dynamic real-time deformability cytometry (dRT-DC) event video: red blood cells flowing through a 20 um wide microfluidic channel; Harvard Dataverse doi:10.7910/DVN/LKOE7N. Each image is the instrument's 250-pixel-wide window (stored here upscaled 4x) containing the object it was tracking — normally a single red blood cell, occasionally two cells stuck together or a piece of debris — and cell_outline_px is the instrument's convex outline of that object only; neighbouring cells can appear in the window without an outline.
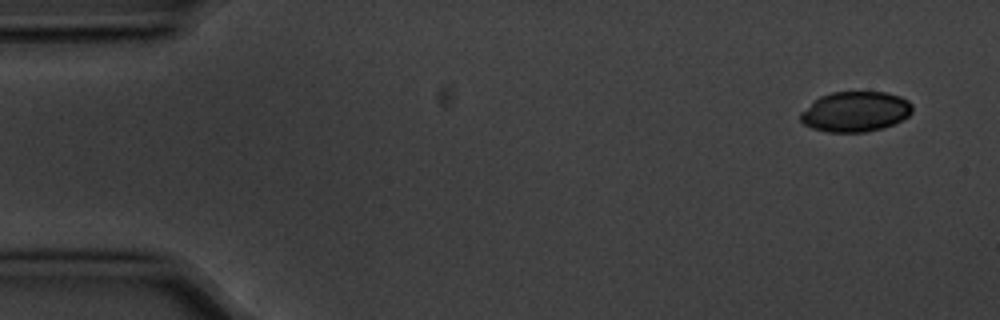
{"species": "common noctule bat (a hibernating species)", "species_latin": "Nyctalus noctula", "temperature_condition": "cold", "stored_images_in_passage": 10, "camera_frame_rate_fps": 3000, "um_per_image_px": 0.085, "animal": {"sex": "male", "body_mass_g": 20.1, "forearm_length_mm": 53.5}, "frame": {"image": 1, "passage_image": 1, "time_ms": 0.0, "image_size_px": [1000, 320], "cell_outline_px": [[912, 112], [908, 116], [892, 124], [880, 128], [864, 132], [828, 132], [812, 128], [804, 124], [800, 120], [800, 112], [820, 96], [832, 92], [884, 92], [900, 96], [908, 100], [912, 104]], "centroid_in_image_um": [72.69, 9.48], "position_along_channel_um": 12.3, "area_um2": 26.07}}
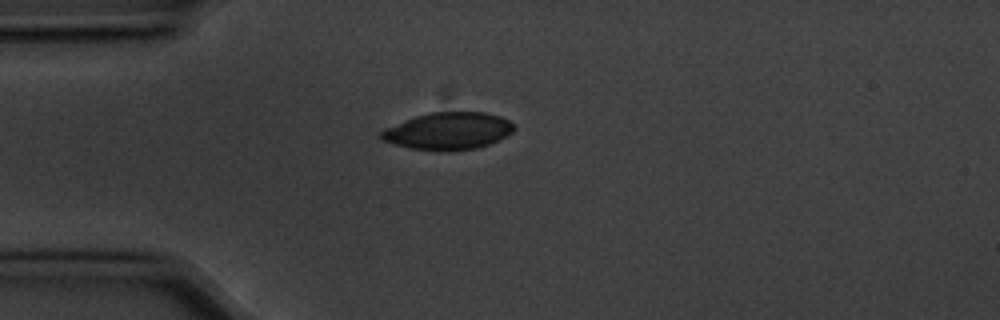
{"frame": {"image": 2, "passage_image": 4, "time_ms": 1.0, "image_size_px": [1000, 320], "cell_outline_px": [[516, 128], [508, 136], [488, 144], [476, 148], [448, 152], [440, 152], [412, 148], [380, 140], [380, 132], [384, 128], [416, 116], [432, 112], [484, 112], [500, 116], [516, 124]], "centroid_in_image_um": [38.12, 11.14], "position_along_channel_um": 46.9, "area_um2": 29.02}}